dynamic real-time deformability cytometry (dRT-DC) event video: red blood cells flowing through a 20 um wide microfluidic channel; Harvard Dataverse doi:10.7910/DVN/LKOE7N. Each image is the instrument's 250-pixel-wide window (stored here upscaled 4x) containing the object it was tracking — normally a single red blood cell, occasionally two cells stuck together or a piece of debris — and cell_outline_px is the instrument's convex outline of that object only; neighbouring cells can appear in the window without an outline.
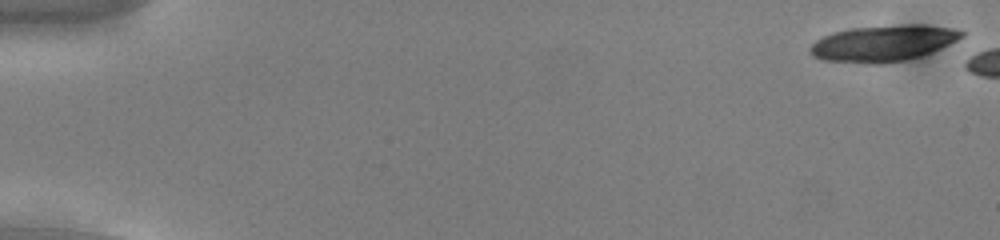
{"species": "common noctule bat (a hibernating species)", "species_latin": "Nyctalus noctula", "temperature_condition": "cold", "stored_images_in_passage": 6, "camera_frame_rate_fps": 3000, "um_per_image_px": 0.085, "animal": {"sex": "male", "body_mass_g": 13.0, "forearm_length_mm": 53.1}, "frame": {"image": 1, "passage_image": 1, "time_ms": 0.0, "image_size_px": [1000, 240], "cell_outline_px": [[964, 36], [924, 56], [908, 60], [884, 64], [864, 64], [820, 60], [812, 56], [808, 52], [808, 48], [816, 40], [832, 32], [848, 28], [900, 24], [924, 24], [952, 28], [964, 32]], "centroid_in_image_um": [75.03, 3.69], "position_along_channel_um": 10.0, "area_um2": 32.66}}